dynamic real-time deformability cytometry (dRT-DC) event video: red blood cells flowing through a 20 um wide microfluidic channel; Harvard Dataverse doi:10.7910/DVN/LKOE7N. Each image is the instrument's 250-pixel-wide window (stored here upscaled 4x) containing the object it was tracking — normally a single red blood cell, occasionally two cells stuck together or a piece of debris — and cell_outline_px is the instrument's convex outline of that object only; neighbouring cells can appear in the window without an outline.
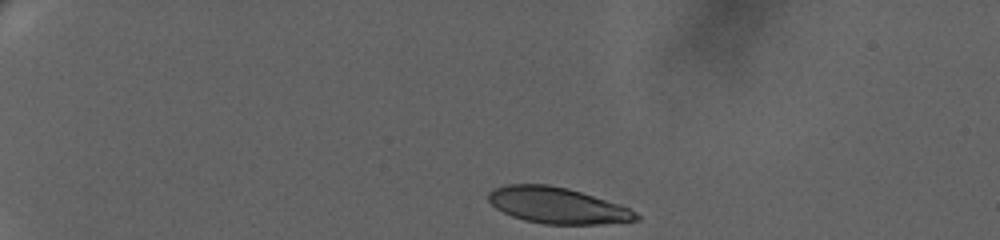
{"species": "human", "species_latin": "Homo sapiens", "temperature_condition": "warm", "stored_images_in_passage": 49, "camera_frame_rate_fps": 3000, "um_per_image_px": 0.085, "donor": {"sex": "female"}, "frame": {"image": 1, "passage_image": 1, "time_ms": 0.0, "image_size_px": [1000, 240], "cell_outline_px": [[640, 220], [600, 224], [544, 224], [524, 220], [512, 216], [496, 208], [488, 200], [488, 192], [496, 188], [508, 184], [548, 184], [568, 188], [620, 204], [636, 212], [640, 216]], "centroid_in_image_um": [47.39, 17.46], "position_along_channel_um": 37.6, "area_um2": 31.04}}
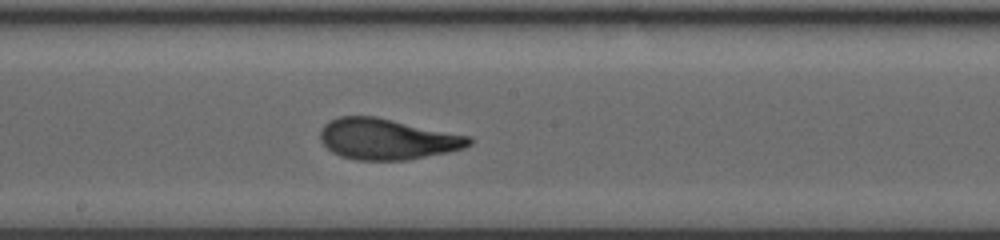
{"frame": {"image": 2, "passage_image": 26, "time_ms": 8.333, "image_size_px": [1000, 240], "cell_outline_px": [[472, 144], [464, 148], [448, 152], [408, 160], [356, 160], [340, 156], [332, 152], [320, 140], [320, 128], [324, 124], [340, 116], [376, 116], [472, 136]], "centroid_in_image_um": [32.93, 11.82], "position_along_channel_um": 215.3, "area_um2": 35.72}}
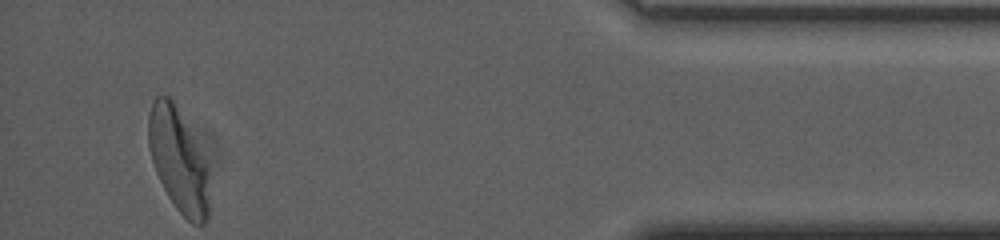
{"frame": {"image": 3, "passage_image": 49, "time_ms": 16.0, "image_size_px": [1000, 240], "cell_outline_px": [[208, 216], [204, 224], [192, 224], [176, 208], [168, 196], [156, 172], [152, 160], [148, 144], [148, 116], [152, 100], [156, 96], [168, 96], [172, 100], [200, 152], [208, 168]], "centroid_in_image_um": [15.13, 13.66], "position_along_channel_um": 420.1, "area_um2": 35.72}, "authors_computed_cell_mechanics": {"area_um2": 35.0268, "velocity_mm_per_s": 3.2598, "shape_relaxation_time_tau1_ms": 4.6366, "shape_relaxation_time_tau2_ms": 0.9821, "deformation_change_tau1": 0.1879, "deformation_change_tau2": 0.081}}